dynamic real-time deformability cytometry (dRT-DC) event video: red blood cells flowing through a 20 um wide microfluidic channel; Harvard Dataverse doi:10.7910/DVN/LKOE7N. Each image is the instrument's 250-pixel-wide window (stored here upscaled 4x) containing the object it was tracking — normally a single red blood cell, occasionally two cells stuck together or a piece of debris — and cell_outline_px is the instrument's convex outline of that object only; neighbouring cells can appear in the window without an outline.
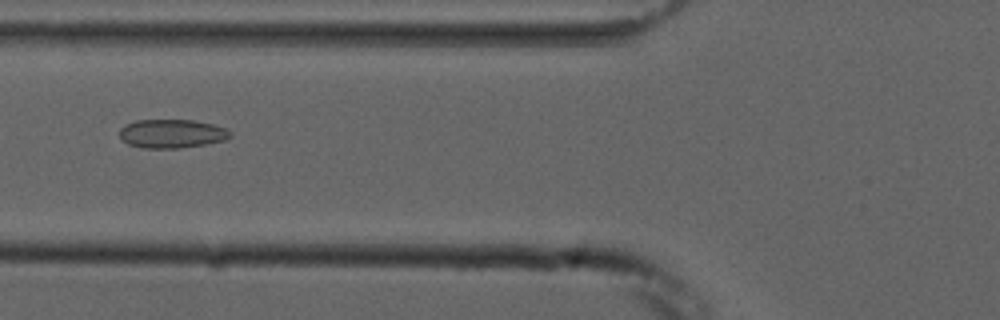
{"species": "common noctule bat (a hibernating species)", "species_latin": "Nyctalus noctula", "temperature_condition": "cold", "stored_images_in_passage": 8, "camera_frame_rate_fps": 3000, "um_per_image_px": 0.085, "animal": {"sex": "male", "forearm_length_mm": 52.5}, "frame": {"image": 1, "passage_image": 6, "time_ms": 5.667, "image_size_px": [1000, 320], "cell_outline_px": [[232, 136], [224, 140], [204, 144], [180, 148], [144, 148], [128, 144], [120, 136], [120, 128], [124, 124], [136, 120], [192, 120], [212, 124], [228, 128], [232, 132]], "centroid_in_image_um": [14.62, 11.35], "position_along_channel_um": 111.2, "area_um2": 18.55}}
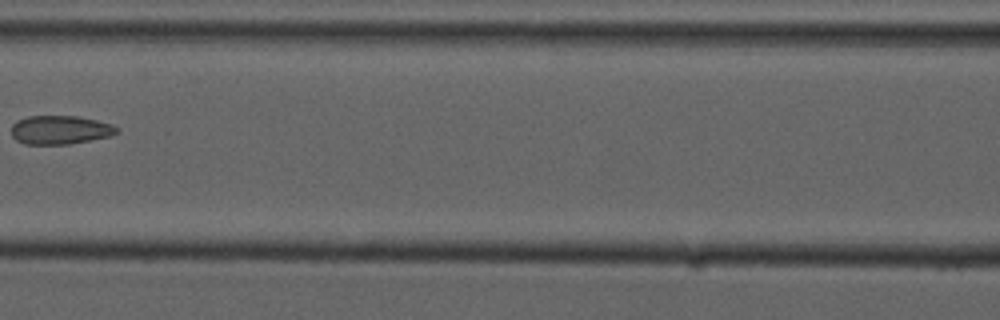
{"frame": {"image": 2, "passage_image": 7, "time_ms": 7.0, "image_size_px": [1000, 320], "cell_outline_px": [[120, 132], [112, 136], [68, 144], [24, 144], [16, 140], [12, 136], [12, 124], [16, 120], [28, 116], [76, 116], [96, 120], [112, 124], [120, 128]], "centroid_in_image_um": [5.13, 11.04], "position_along_channel_um": 161.5, "area_um2": 17.8}}
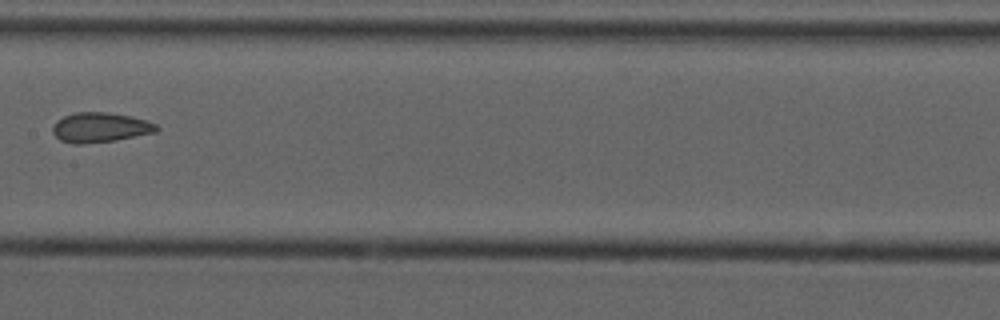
{"frame": {"image": 3, "passage_image": 8, "time_ms": 8.0, "image_size_px": [1000, 320], "cell_outline_px": [[160, 128], [156, 132], [112, 140], [80, 144], [76, 144], [60, 140], [52, 132], [52, 128], [56, 120], [64, 116], [76, 112], [108, 112], [128, 116], [144, 120], [156, 124]], "centroid_in_image_um": [8.48, 10.82], "position_along_channel_um": 198.9, "area_um2": 17.74}}